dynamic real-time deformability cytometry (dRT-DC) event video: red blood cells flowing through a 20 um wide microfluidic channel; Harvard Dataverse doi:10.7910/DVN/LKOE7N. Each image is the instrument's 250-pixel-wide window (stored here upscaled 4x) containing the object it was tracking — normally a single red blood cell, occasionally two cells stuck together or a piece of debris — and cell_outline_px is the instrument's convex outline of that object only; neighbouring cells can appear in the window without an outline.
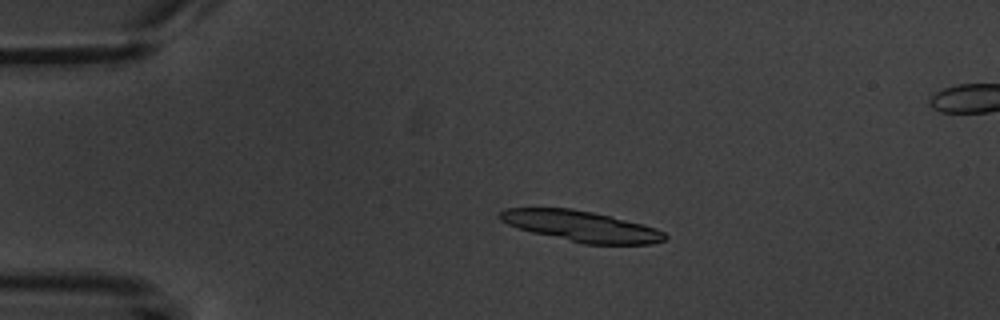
{"species": "common noctule bat (a hibernating species)", "species_latin": "Nyctalus noctula", "temperature_condition": "warm", "stored_images_in_passage": 6, "camera_frame_rate_fps": 3000, "um_per_image_px": 0.085, "animal": {"sex": "male", "body_mass_g": 20.1, "forearm_length_mm": 53.5}, "frame": {"image": 1, "passage_image": 4, "time_ms": 3.333, "image_size_px": [1000, 320], "cell_outline_px": [[668, 236], [664, 240], [652, 244], [584, 244], [532, 232], [508, 224], [500, 220], [496, 216], [504, 208], [572, 208], [592, 212], [644, 224], [656, 228], [664, 232]], "centroid_in_image_um": [49.4, 19.22], "position_along_channel_um": 35.6, "area_um2": 29.48}}